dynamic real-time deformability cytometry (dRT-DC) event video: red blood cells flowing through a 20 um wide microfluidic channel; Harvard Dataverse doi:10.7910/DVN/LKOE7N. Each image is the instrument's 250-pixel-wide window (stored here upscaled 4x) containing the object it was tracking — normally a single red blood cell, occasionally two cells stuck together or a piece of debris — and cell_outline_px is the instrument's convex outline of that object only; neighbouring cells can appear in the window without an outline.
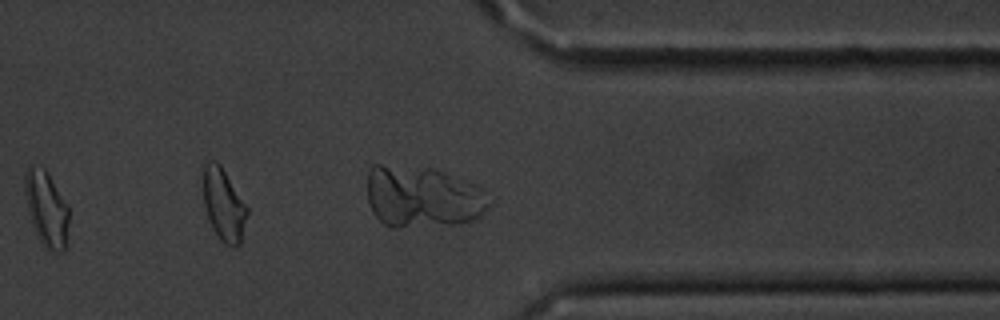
{"species": "common noctule bat (a hibernating species)", "species_latin": "Nyctalus noctula", "temperature_condition": "cold", "stored_images_in_passage": 33, "camera_frame_rate_fps": 3000, "um_per_image_px": 0.085, "animal": {"sex": "male", "body_mass_g": 20.1, "forearm_length_mm": 53.5}, "frame": {"image": 1, "passage_image": 32, "time_ms": 10.333, "image_size_px": [1000, 320], "cell_outline_px": [[68, 224], [64, 252], [52, 252], [44, 248], [32, 224], [24, 192], [24, 176], [28, 168], [44, 168], [48, 172], [68, 208]], "centroid_in_image_um": [3.94, 17.79], "position_along_channel_um": 407.5, "area_um2": 18.9}}